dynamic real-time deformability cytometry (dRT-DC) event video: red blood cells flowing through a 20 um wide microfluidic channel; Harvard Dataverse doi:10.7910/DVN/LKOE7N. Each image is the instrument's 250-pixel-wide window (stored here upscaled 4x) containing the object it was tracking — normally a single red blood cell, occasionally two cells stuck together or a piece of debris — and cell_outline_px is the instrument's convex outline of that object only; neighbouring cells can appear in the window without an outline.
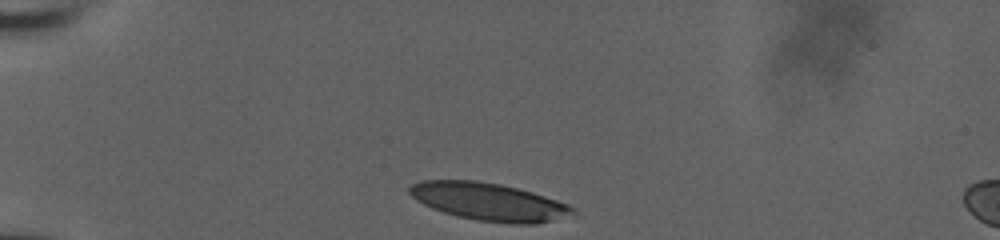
{"species": "human", "species_latin": "Homo sapiens", "temperature_condition": "room temperature", "stored_images_in_passage": 24, "camera_frame_rate_fps": 3000, "um_per_image_px": 0.085, "donor": {"sex": "male"}, "frame": {"image": 1, "passage_image": 1, "time_ms": 0.0, "image_size_px": [1000, 240], "cell_outline_px": [[576, 216], [536, 224], [512, 224], [476, 220], [456, 216], [432, 208], [416, 200], [408, 192], [408, 188], [412, 184], [420, 180], [476, 180], [500, 184], [532, 192], [568, 204], [576, 208]], "centroid_in_image_um": [41.6, 17.16], "position_along_channel_um": 43.4, "area_um2": 36.18}}
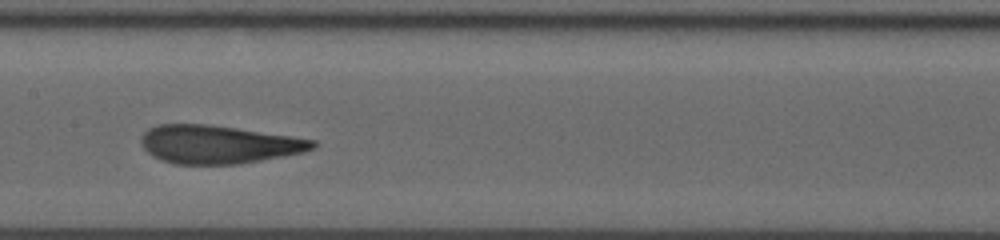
{"frame": {"image": 2, "passage_image": 14, "time_ms": 4.333, "image_size_px": [1000, 240], "cell_outline_px": [[316, 148], [304, 152], [284, 156], [240, 164], [176, 164], [160, 160], [152, 156], [140, 144], [140, 136], [148, 128], [160, 124], [208, 124], [292, 136], [316, 140]], "centroid_in_image_um": [18.55, 12.27], "position_along_channel_um": 188.8, "area_um2": 38.44}}
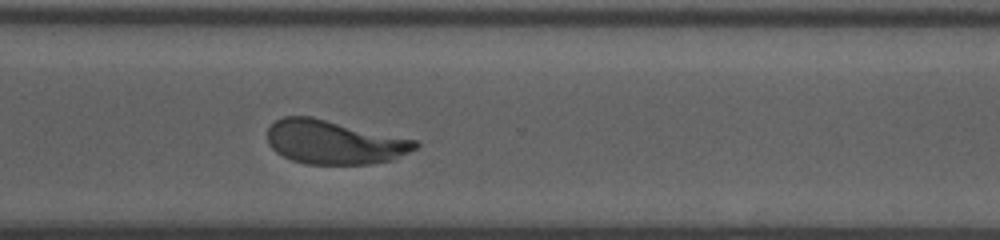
{"frame": {"image": 3, "passage_image": 24, "time_ms": 7.667, "image_size_px": [1000, 240], "cell_outline_px": [[420, 144], [416, 148], [392, 160], [368, 164], [304, 164], [292, 160], [276, 152], [268, 144], [268, 128], [276, 120], [284, 116], [312, 116], [416, 140]], "centroid_in_image_um": [28.38, 12.08], "position_along_channel_um": 342.2, "area_um2": 37.74}}